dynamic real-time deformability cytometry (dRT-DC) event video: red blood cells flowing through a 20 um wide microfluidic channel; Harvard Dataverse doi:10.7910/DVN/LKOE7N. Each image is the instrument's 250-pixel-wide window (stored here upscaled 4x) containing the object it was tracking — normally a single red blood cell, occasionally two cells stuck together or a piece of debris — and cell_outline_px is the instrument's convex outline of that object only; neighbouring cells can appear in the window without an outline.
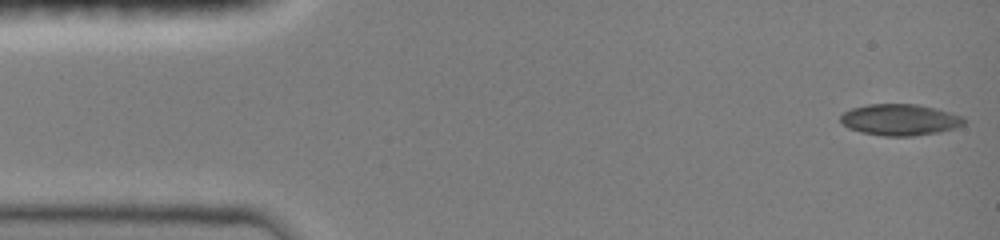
{"species": "common noctule bat (a hibernating species)", "species_latin": "Nyctalus noctula", "temperature_condition": "room temperature", "stored_images_in_passage": 44, "camera_frame_rate_fps": 3000, "um_per_image_px": 0.085, "animal": {"sex": "female", "body_mass_g": 19.0, "forearm_length_mm": 51.5}, "frame": {"image": 1, "passage_image": 1, "time_ms": 0.0, "image_size_px": [1000, 240], "cell_outline_px": [[964, 124], [940, 132], [912, 136], [884, 136], [860, 132], [848, 128], [840, 120], [840, 116], [844, 112], [852, 108], [868, 104], [916, 104], [936, 108], [964, 116]], "centroid_in_image_um": [76.49, 10.18], "position_along_channel_um": 8.5, "area_um2": 22.54}}
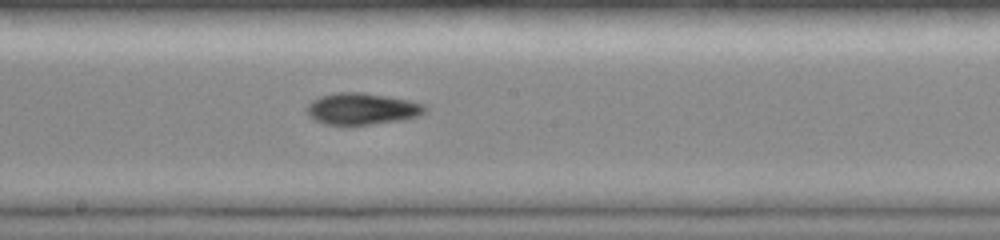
{"frame": {"image": 2, "passage_image": 25, "time_ms": 8.0, "image_size_px": [1000, 240], "cell_outline_px": [[428, 108], [420, 116], [404, 120], [372, 124], [324, 124], [312, 120], [308, 116], [304, 108], [312, 100], [320, 96], [336, 92], [364, 92], [388, 96], [408, 100], [424, 104]], "centroid_in_image_um": [30.74, 9.24], "position_along_channel_um": 217.5, "area_um2": 22.08}}
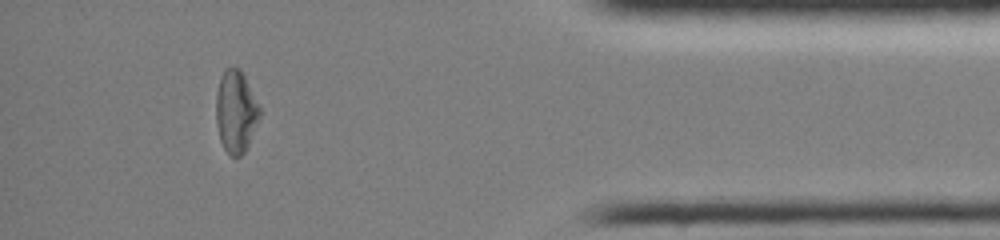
{"frame": {"image": 3, "passage_image": 42, "time_ms": 13.667, "image_size_px": [1000, 240], "cell_outline_px": [[260, 116], [248, 144], [244, 152], [240, 156], [232, 156], [224, 148], [220, 140], [216, 124], [216, 92], [220, 76], [224, 68], [240, 68], [260, 108]], "centroid_in_image_um": [20.02, 9.46], "position_along_channel_um": 415.2, "area_um2": 20.69}}